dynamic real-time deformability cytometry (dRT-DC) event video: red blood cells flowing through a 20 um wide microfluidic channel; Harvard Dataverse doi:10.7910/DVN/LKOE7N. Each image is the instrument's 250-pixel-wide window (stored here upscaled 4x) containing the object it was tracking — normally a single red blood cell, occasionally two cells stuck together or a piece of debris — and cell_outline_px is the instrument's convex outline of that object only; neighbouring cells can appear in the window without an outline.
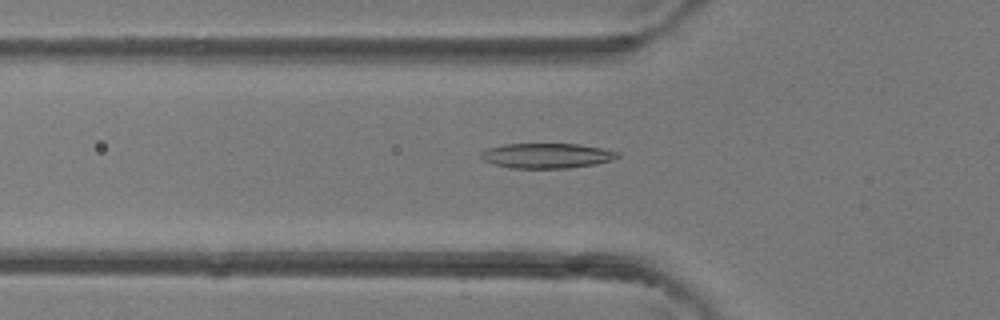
{"species": "common noctule bat (a hibernating species)", "species_latin": "Nyctalus noctula", "temperature_condition": "room temperature", "stored_images_in_passage": 46, "camera_frame_rate_fps": 3000, "um_per_image_px": 0.085, "animal": {"sex": "female"}, "frame": {"image": 1, "passage_image": 15, "time_ms": 4.667, "image_size_px": [1000, 320], "cell_outline_px": [[620, 156], [612, 160], [596, 164], [568, 168], [512, 168], [496, 164], [484, 160], [480, 156], [480, 152], [488, 148], [504, 144], [580, 144], [620, 152]], "centroid_in_image_um": [46.5, 13.23], "position_along_channel_um": 79.3, "area_um2": 19.83}}
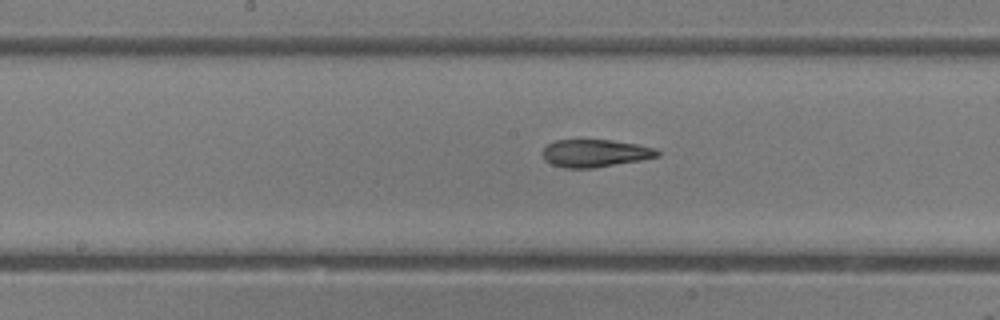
{"frame": {"image": 2, "passage_image": 23, "time_ms": 7.333, "image_size_px": [1000, 320], "cell_outline_px": [[660, 156], [640, 160], [592, 168], [564, 168], [552, 164], [544, 160], [544, 148], [548, 144], [556, 140], [612, 140], [636, 144], [656, 148], [660, 152]], "centroid_in_image_um": [50.6, 13.02], "position_along_channel_um": 197.6, "area_um2": 18.32}}
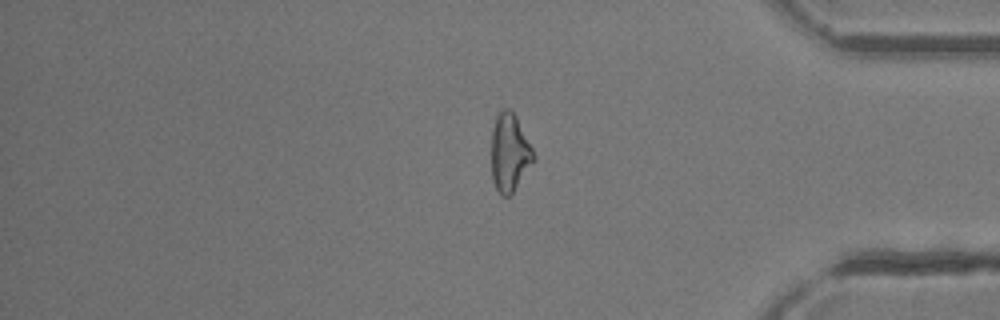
{"frame": {"image": 3, "passage_image": 38, "time_ms": 12.333, "image_size_px": [1000, 320], "cell_outline_px": [[536, 160], [512, 192], [508, 196], [500, 196], [492, 180], [492, 128], [496, 116], [504, 108], [508, 108], [516, 116], [536, 156]], "centroid_in_image_um": [43.32, 12.99], "position_along_channel_um": 391.9, "area_um2": 19.07}, "authors_computed_cell_mechanics": {"area_um2": 19.7676, "velocity_mm_per_s": 4.3943, "shape_relaxation_time_tau1_ms": 4.3878, "shape_relaxation_time_tau2_ms": 3.0614, "deformation_change_tau1": 0.1739, "deformation_change_tau2": 0.1216}}